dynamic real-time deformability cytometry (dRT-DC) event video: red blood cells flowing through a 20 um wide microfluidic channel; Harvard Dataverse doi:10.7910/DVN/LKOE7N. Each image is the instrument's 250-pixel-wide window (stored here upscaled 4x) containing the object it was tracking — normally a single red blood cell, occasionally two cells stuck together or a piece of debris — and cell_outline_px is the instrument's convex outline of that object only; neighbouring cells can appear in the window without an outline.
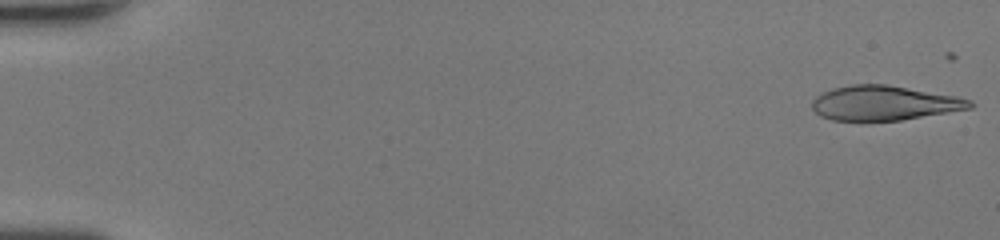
{"species": "human", "species_latin": "Homo sapiens", "temperature_condition": "room temperature", "stored_images_in_passage": 49, "camera_frame_rate_fps": 3000, "um_per_image_px": 0.085, "donor": {"sex": "female"}, "frame": {"image": 1, "passage_image": 1, "time_ms": 0.0, "image_size_px": [1000, 240], "cell_outline_px": [[976, 104], [972, 108], [900, 120], [832, 120], [820, 116], [812, 108], [812, 100], [816, 96], [832, 88], [852, 84], [888, 84], [956, 96], [972, 100]], "centroid_in_image_um": [75.16, 8.75], "position_along_channel_um": 9.8, "area_um2": 31.79}}
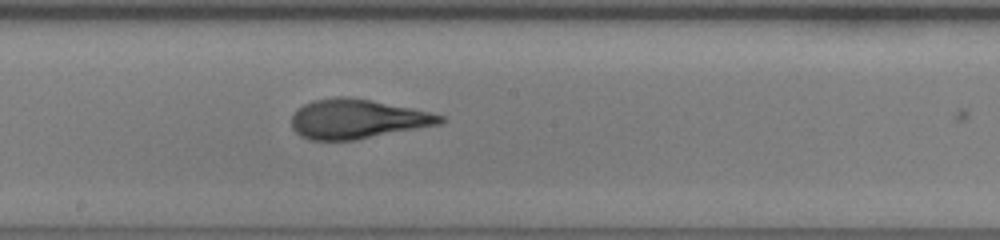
{"frame": {"image": 2, "passage_image": 28, "time_ms": 9.0, "image_size_px": [1000, 240], "cell_outline_px": [[448, 120], [440, 124], [352, 140], [308, 140], [300, 136], [292, 128], [292, 116], [296, 108], [312, 100], [332, 96], [344, 96], [372, 100], [412, 108], [444, 116]], "centroid_in_image_um": [30.32, 10.1], "position_along_channel_um": 217.9, "area_um2": 34.16}}
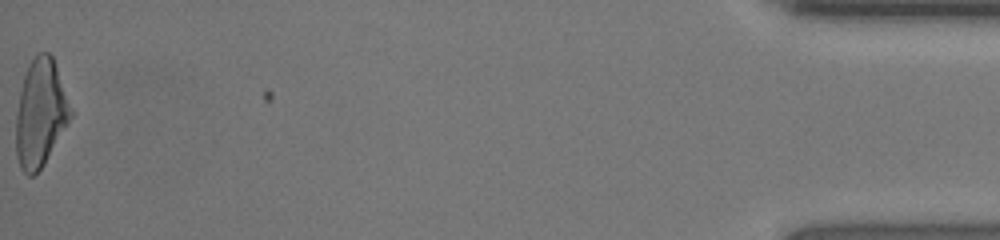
{"frame": {"image": 3, "passage_image": 49, "time_ms": 16.0, "image_size_px": [1000, 240], "cell_outline_px": [[72, 116], [68, 124], [44, 164], [32, 176], [28, 176], [20, 168], [16, 156], [16, 112], [20, 92], [24, 76], [32, 60], [40, 52], [48, 52], [52, 56], [72, 108]], "centroid_in_image_um": [3.44, 9.65], "position_along_channel_um": 431.8, "area_um2": 33.93}, "authors_computed_cell_mechanics": {"area_um2": 33.6974, "velocity_mm_per_s": 4.3474, "shape_relaxation_time_tau1_ms": 6.335, "shape_relaxation_time_tau2_ms": 0.8753, "deformation_change_tau1": 0.2526, "deformation_change_tau2": 0.085}}